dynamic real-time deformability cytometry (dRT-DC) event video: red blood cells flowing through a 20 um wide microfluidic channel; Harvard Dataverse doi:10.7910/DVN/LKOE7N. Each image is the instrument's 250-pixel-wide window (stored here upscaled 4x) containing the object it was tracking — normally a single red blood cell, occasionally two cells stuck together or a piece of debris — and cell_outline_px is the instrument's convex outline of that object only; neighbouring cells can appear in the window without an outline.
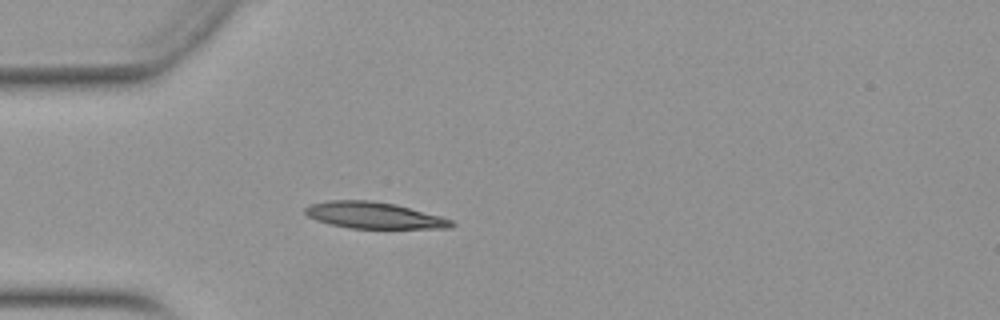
{"species": "Egyptian fruit bat (a non-hibernating species)", "species_latin": "Rousettus aegyptiacus", "temperature_condition": "warm", "stored_images_in_passage": 45, "camera_frame_rate_fps": 3000, "um_per_image_px": 0.085, "animal": {"sex": "female"}, "frame": {"image": 1, "passage_image": 8, "time_ms": 2.333, "image_size_px": [1000, 320], "cell_outline_px": [[456, 224], [452, 228], [348, 228], [316, 220], [308, 216], [304, 212], [304, 208], [308, 204], [328, 200], [372, 200], [396, 204], [440, 216], [452, 220]], "centroid_in_image_um": [31.77, 18.29], "position_along_channel_um": 53.2, "area_um2": 22.6}}
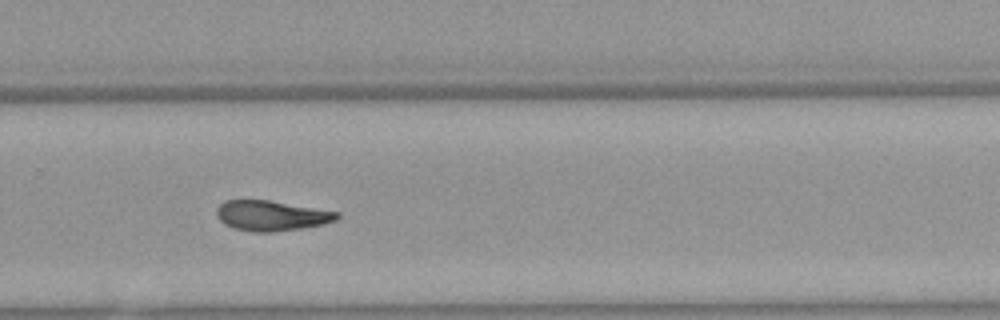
{"frame": {"image": 2, "passage_image": 28, "time_ms": 9.0, "image_size_px": [1000, 320], "cell_outline_px": [[340, 216], [336, 220], [324, 224], [300, 228], [272, 232], [252, 232], [232, 228], [224, 224], [216, 216], [216, 208], [224, 200], [268, 200], [340, 212]], "centroid_in_image_um": [23.04, 18.33], "position_along_channel_um": 306.8, "area_um2": 21.27}}
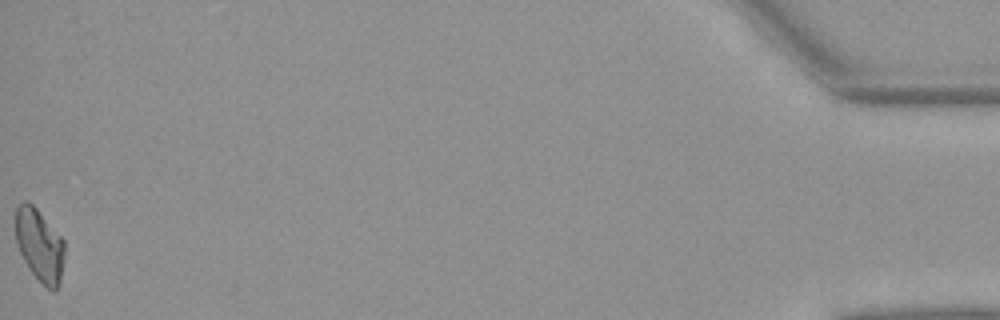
{"frame": {"image": 3, "passage_image": 45, "time_ms": 14.667, "image_size_px": [1000, 320], "cell_outline_px": [[64, 256], [60, 284], [56, 292], [52, 292], [40, 284], [28, 268], [20, 252], [16, 240], [16, 208], [24, 200], [28, 200], [36, 208], [64, 240]], "centroid_in_image_um": [3.38, 20.9], "position_along_channel_um": 431.8, "area_um2": 20.92}, "authors_computed_cell_mechanics": {"area_um2": 21.4438, "velocity_mm_per_s": 3.9569, "shape_relaxation_time_tau1_ms": 9.5543, "shape_relaxation_time_tau2_ms": 5.6048, "deformation_change_tau1": 0.2549, "deformation_change_tau2": 0.1447}}